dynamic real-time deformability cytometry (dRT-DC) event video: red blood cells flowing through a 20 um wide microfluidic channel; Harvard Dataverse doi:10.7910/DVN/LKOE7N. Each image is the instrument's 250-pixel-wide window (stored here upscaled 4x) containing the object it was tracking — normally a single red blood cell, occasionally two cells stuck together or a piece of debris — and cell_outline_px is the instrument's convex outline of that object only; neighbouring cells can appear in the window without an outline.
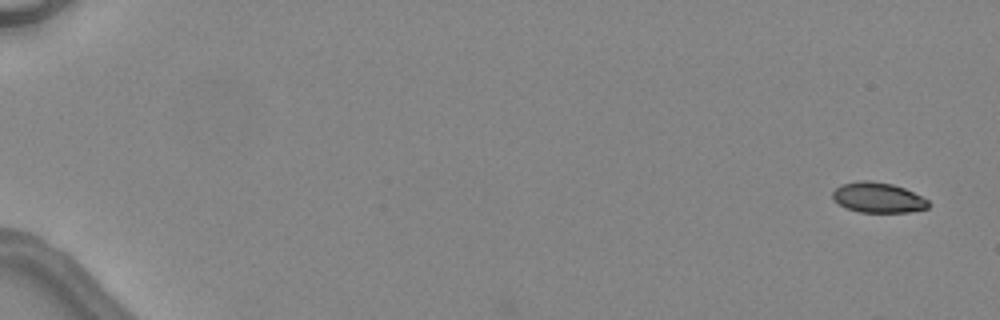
{"species": "common noctule bat (a hibernating species)", "species_latin": "Nyctalus noctula", "temperature_condition": "warm", "stored_images_in_passage": 3, "camera_frame_rate_fps": 3000, "um_per_image_px": 0.085, "animal": {"sex": "female", "body_mass_g": 24.6, "forearm_length_mm": 56.2}, "frame": {"image": 1, "passage_image": 1, "time_ms": 0.0, "image_size_px": [1000, 320], "cell_outline_px": [[928, 208], [908, 212], [860, 212], [848, 208], [840, 204], [832, 196], [832, 192], [840, 184], [856, 180], [872, 180], [892, 184], [904, 188], [928, 200]], "centroid_in_image_um": [74.61, 16.77], "position_along_channel_um": 10.4, "area_um2": 16.76}}